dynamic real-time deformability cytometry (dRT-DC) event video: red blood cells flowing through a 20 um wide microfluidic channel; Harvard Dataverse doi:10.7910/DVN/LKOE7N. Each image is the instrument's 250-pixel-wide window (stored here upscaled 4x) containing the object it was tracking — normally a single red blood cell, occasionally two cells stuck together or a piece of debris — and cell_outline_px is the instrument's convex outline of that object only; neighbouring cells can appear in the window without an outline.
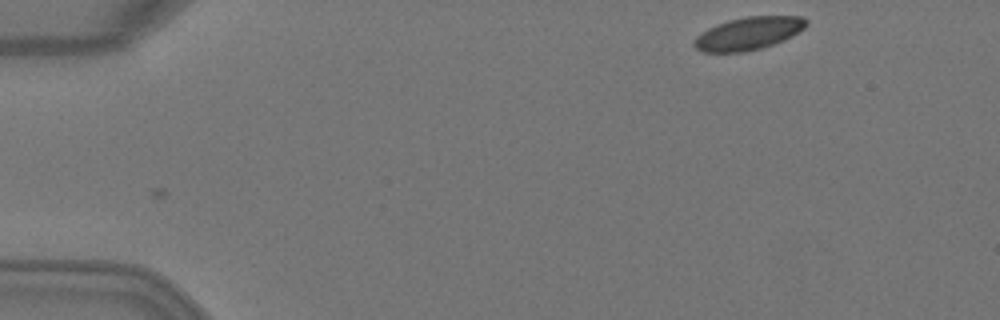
{"species": "Egyptian fruit bat (a non-hibernating species)", "species_latin": "Rousettus aegyptiacus", "temperature_condition": "warm", "stored_images_in_passage": 4, "camera_frame_rate_fps": 3000, "um_per_image_px": 0.085, "animal": {"sex": "female"}, "frame": {"image": 1, "passage_image": 1, "time_ms": 0.0, "image_size_px": [1000, 320], "cell_outline_px": [[808, 24], [804, 28], [792, 36], [784, 40], [760, 48], [744, 52], [704, 52], [696, 48], [692, 44], [696, 36], [708, 28], [716, 24], [728, 20], [748, 16], [804, 16], [808, 20]], "centroid_in_image_um": [63.63, 2.83], "position_along_channel_um": 21.4, "area_um2": 21.44}}
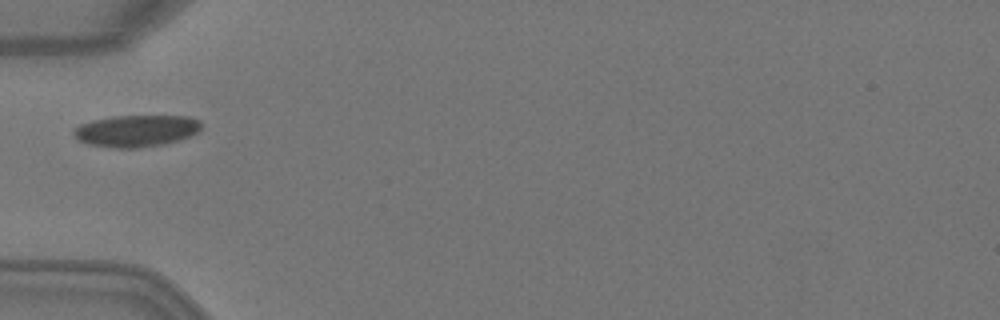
{"frame": {"image": 2, "passage_image": 4, "time_ms": 1.0, "image_size_px": [1000, 320], "cell_outline_px": [[200, 132], [180, 140], [164, 144], [136, 148], [116, 148], [88, 144], [80, 140], [72, 132], [80, 124], [92, 120], [112, 116], [188, 116], [200, 120]], "centroid_in_image_um": [11.62, 11.12], "position_along_channel_um": 73.4, "area_um2": 23.64}}